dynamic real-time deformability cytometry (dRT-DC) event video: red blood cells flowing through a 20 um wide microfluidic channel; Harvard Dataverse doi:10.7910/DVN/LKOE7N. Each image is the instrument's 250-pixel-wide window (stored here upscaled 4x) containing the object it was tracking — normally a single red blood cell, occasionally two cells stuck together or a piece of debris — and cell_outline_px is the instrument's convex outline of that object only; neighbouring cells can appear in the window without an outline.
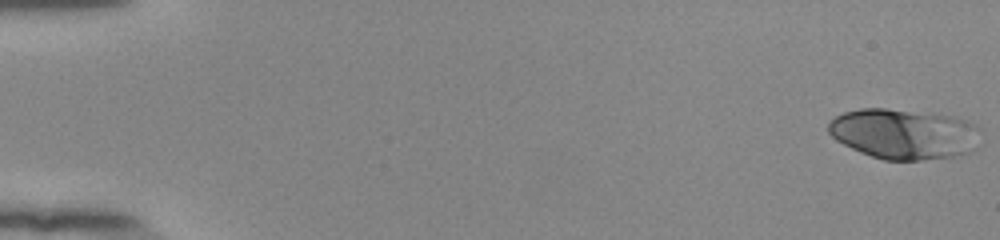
{"species": "human", "species_latin": "Homo sapiens", "temperature_condition": "room temperature", "stored_images_in_passage": 54, "camera_frame_rate_fps": 3000, "um_per_image_px": 0.085, "donor": {"sex": "female"}, "frame": {"image": 1, "passage_image": 1, "time_ms": 0.0, "image_size_px": [1000, 240], "cell_outline_px": [[980, 128], [976, 148], [972, 152], [952, 156], [924, 160], [884, 160], [860, 152], [836, 140], [828, 132], [828, 124], [836, 116], [844, 112], [860, 108], [884, 108], [956, 116], [968, 120]], "centroid_in_image_um": [76.86, 11.38], "position_along_channel_um": 8.1, "area_um2": 44.8}}
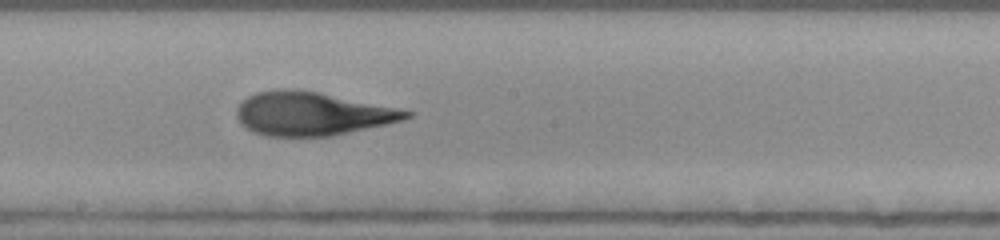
{"frame": {"image": 2, "passage_image": 31, "time_ms": 10.0, "image_size_px": [1000, 240], "cell_outline_px": [[416, 112], [412, 116], [404, 120], [332, 136], [268, 136], [252, 132], [240, 124], [236, 116], [236, 108], [248, 96], [256, 92], [284, 88], [316, 92]], "centroid_in_image_um": [26.48, 9.68], "position_along_channel_um": 221.7, "area_um2": 42.66}}
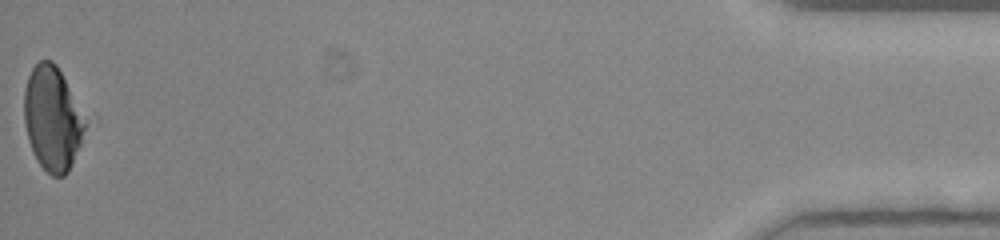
{"frame": {"image": 3, "passage_image": 54, "time_ms": 17.667, "image_size_px": [1000, 240], "cell_outline_px": [[88, 124], [72, 164], [68, 172], [64, 176], [52, 176], [36, 160], [32, 152], [28, 140], [24, 120], [24, 88], [28, 76], [32, 68], [40, 60], [52, 60], [56, 64], [88, 116]], "centroid_in_image_um": [4.49, 10.06], "position_along_channel_um": 430.7, "area_um2": 37.74}, "authors_computed_cell_mechanics": {"area_um2": 42.1651, "velocity_mm_per_s": 3.8907, "shape_relaxation_time_tau1_ms": 4.8375, "shape_relaxation_time_tau2_ms": 1.8254, "deformation_change_tau1": 0.192, "deformation_change_tau2": 0.0885}}